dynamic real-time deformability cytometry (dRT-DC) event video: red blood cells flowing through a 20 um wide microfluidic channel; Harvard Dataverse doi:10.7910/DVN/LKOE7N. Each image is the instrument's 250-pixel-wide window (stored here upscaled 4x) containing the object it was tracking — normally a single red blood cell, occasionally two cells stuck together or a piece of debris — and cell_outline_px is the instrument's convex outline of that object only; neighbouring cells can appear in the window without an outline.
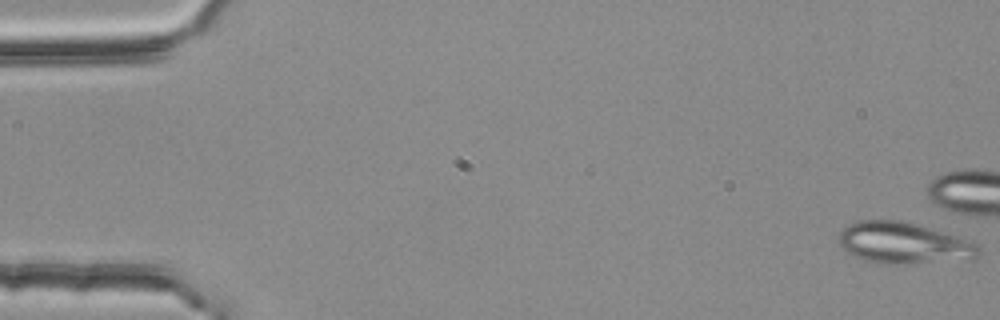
{"species": "common noctule bat (a hibernating species)", "species_latin": "Nyctalus noctula", "temperature_condition": "room temperature", "stored_images_in_passage": 7, "camera_frame_rate_fps": 3000, "um_per_image_px": 0.085, "animal": {"sex": "female", "body_mass_g": 25.1}, "frame": {"image": 1, "passage_image": 1, "time_ms": 0.0, "image_size_px": [1000, 320], "cell_outline_px": [[980, 256], [972, 260], [908, 264], [884, 264], [864, 260], [848, 252], [840, 244], [840, 232], [848, 224], [856, 220], [900, 220], [916, 224], [960, 236], [972, 240], [980, 248]], "centroid_in_image_um": [76.9, 20.67], "position_along_channel_um": 8.1, "area_um2": 34.16}}